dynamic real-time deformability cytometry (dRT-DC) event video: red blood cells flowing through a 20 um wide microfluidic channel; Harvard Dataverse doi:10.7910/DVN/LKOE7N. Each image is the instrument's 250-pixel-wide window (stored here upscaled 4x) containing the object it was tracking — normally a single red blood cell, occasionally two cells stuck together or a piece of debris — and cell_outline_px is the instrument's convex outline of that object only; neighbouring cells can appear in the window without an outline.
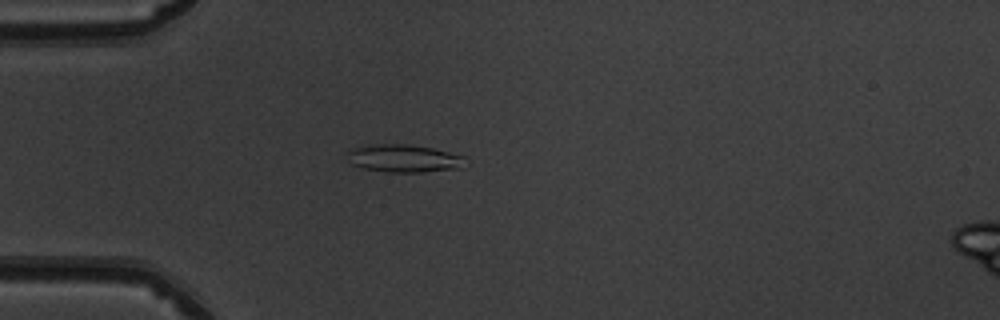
{"species": "common noctule bat (a hibernating species)", "species_latin": "Nyctalus noctula", "temperature_condition": "warm", "stored_images_in_passage": 41, "camera_frame_rate_fps": 3000, "um_per_image_px": 0.085, "animal": {"sex": "male", "body_mass_g": 19.5, "forearm_length_mm": 54.6}, "frame": {"image": 1, "passage_image": 5, "time_ms": 1.333, "image_size_px": [1000, 320], "cell_outline_px": [[464, 168], [424, 172], [384, 172], [364, 168], [352, 164], [348, 152], [352, 148], [368, 144], [408, 144], [432, 148], [464, 156]], "centroid_in_image_um": [34.35, 13.46], "position_along_channel_um": 50.6, "area_um2": 19.07}}
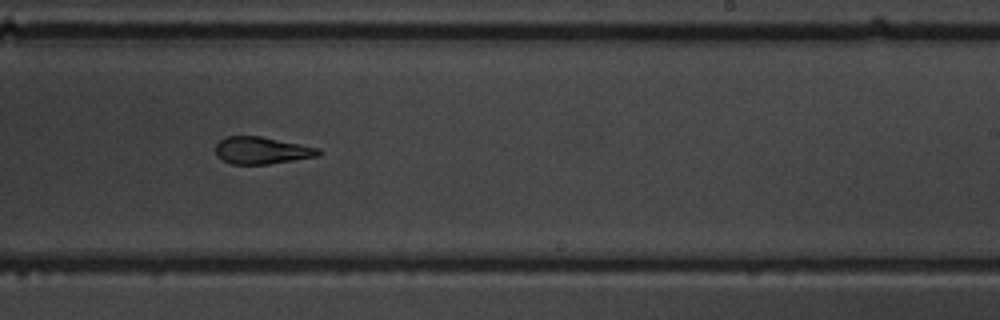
{"frame": {"image": 2, "passage_image": 22, "time_ms": 7.0, "image_size_px": [1000, 320], "cell_outline_px": [[320, 156], [268, 164], [232, 164], [216, 156], [216, 144], [220, 140], [228, 136], [260, 136], [320, 148]], "centroid_in_image_um": [22.26, 12.79], "position_along_channel_um": 266.7, "area_um2": 16.18}}
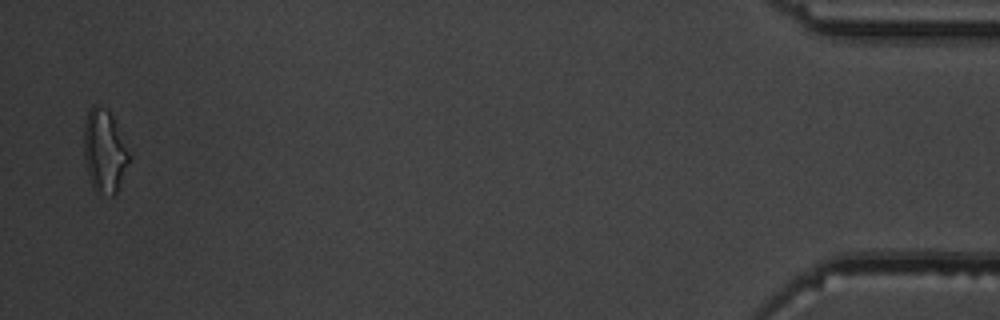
{"frame": {"image": 3, "passage_image": 40, "time_ms": 13.0, "image_size_px": [1000, 320], "cell_outline_px": [[132, 156], [116, 192], [112, 196], [96, 192], [92, 188], [84, 160], [84, 120], [88, 112], [96, 104], [108, 108]], "centroid_in_image_um": [8.88, 12.84], "position_along_channel_um": 426.3, "area_um2": 22.02}, "authors_computed_cell_mechanics": {"area_um2": 17.3978, "velocity_mm_per_s": 4.0545, "shape_relaxation_time_tau1_ms": null, "shape_relaxation_time_tau2_ms": 4.0375, "deformation_change_tau1": null, "deformation_change_tau2": 0.1294}}